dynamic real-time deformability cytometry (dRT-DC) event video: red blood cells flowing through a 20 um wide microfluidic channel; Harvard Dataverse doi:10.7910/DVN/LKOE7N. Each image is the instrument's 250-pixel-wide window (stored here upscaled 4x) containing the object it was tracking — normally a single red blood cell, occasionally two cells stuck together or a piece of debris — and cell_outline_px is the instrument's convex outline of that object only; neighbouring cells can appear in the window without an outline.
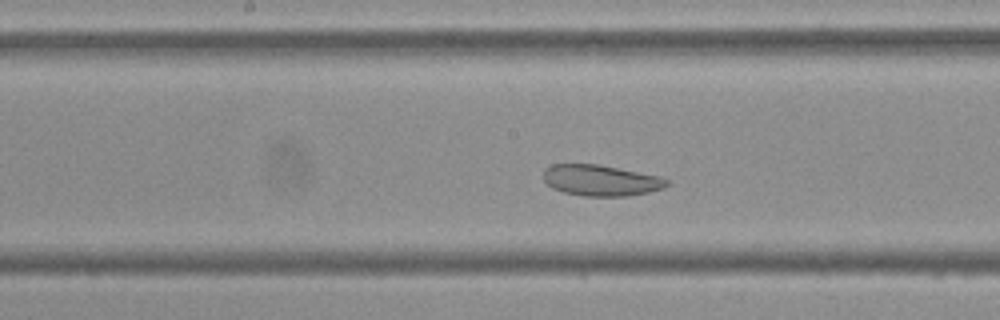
{"species": "Egyptian fruit bat (a non-hibernating species)", "species_latin": "Rousettus aegyptiacus", "temperature_condition": "cold", "stored_images_in_passage": 47, "camera_frame_rate_fps": 3000, "um_per_image_px": 0.085, "frame": {"image": 1, "passage_image": 21, "time_ms": 6.667, "image_size_px": [1000, 320], "cell_outline_px": [[668, 184], [664, 188], [648, 192], [628, 196], [584, 196], [564, 192], [552, 188], [544, 180], [544, 168], [552, 164], [596, 164], [660, 176], [668, 180]], "centroid_in_image_um": [51.06, 15.33], "position_along_channel_um": 197.1, "area_um2": 22.2}}
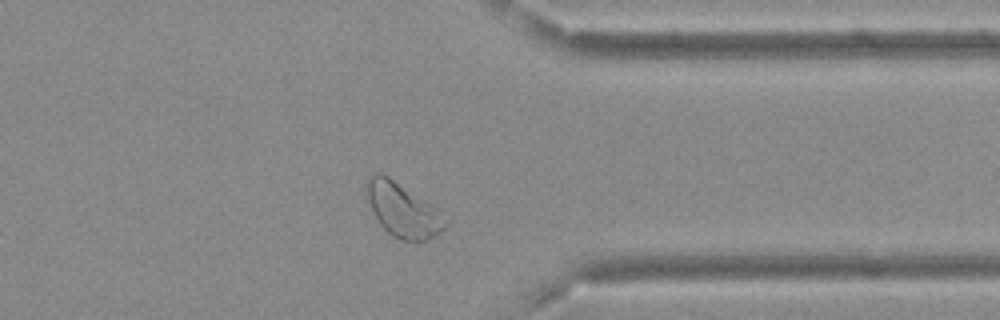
{"frame": {"image": 2, "passage_image": 36, "time_ms": 11.667, "image_size_px": [1000, 320], "cell_outline_px": [[452, 216], [448, 224], [440, 232], [428, 240], [400, 240], [392, 236], [380, 224], [372, 212], [364, 188], [364, 184], [368, 176], [376, 172], [380, 172], [388, 176]], "centroid_in_image_um": [34.29, 17.83], "position_along_channel_um": 377.1, "area_um2": 25.49}}
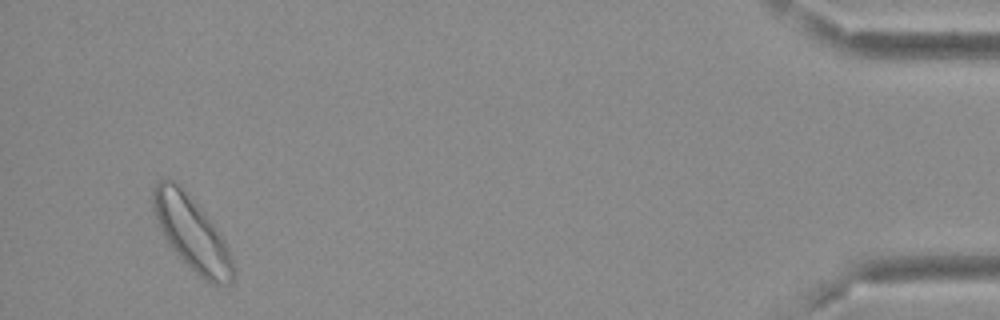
{"frame": {"image": 3, "passage_image": 45, "time_ms": 14.667, "image_size_px": [1000, 320], "cell_outline_px": [[236, 272], [232, 280], [228, 284], [212, 284], [204, 280], [172, 248], [164, 236], [160, 228], [152, 208], [152, 188], [156, 180], [164, 176], [176, 180], [192, 196], [220, 232], [224, 240], [236, 268]], "centroid_in_image_um": [16.29, 19.73], "position_along_channel_um": 418.9, "area_um2": 34.68}, "authors_computed_cell_mechanics": {"area_um2": 27.9174, "velocity_mm_per_s": 3.7231, "shape_relaxation_time_tau1_ms": null, "shape_relaxation_time_tau2_ms": 3.5863, "deformation_change_tau1": null, "deformation_change_tau2": 0.0904}}